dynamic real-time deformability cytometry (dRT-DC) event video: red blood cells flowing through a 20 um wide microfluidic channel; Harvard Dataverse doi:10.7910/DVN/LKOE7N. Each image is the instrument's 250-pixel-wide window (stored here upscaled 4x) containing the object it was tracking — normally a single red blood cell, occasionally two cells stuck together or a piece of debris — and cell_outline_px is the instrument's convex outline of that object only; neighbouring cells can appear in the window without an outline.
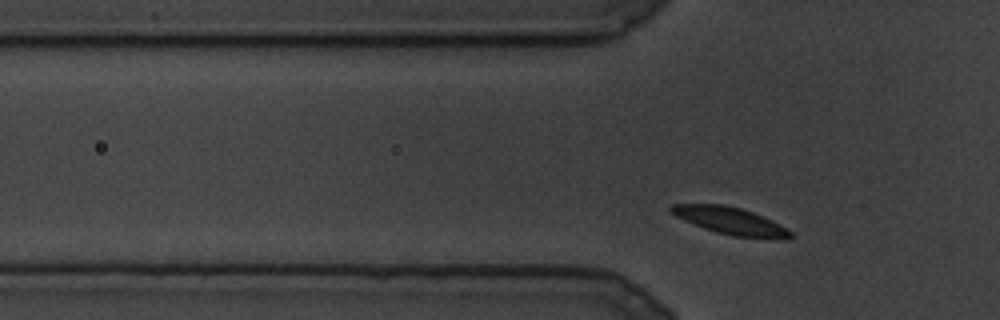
{"species": "common noctule bat (a hibernating species)", "species_latin": "Nyctalus noctula", "temperature_condition": "cold", "stored_images_in_passage": 81, "segment_of_instrument_passage": [1, 2], "camera_frame_rate_fps": 3000, "um_per_image_px": 0.085, "animal": {"sex": "male", "body_mass_g": 19.5, "forearm_length_mm": 54.6}, "frame": {"image": 1, "passage_image": 4, "time_ms": 1.0, "image_size_px": [1000, 320], "cell_outline_px": [[796, 236], [784, 240], [732, 236], [704, 228], [684, 220], [668, 212], [668, 208], [672, 204], [724, 204], [740, 208], [752, 212], [772, 220], [792, 232]], "centroid_in_image_um": [62.11, 18.78], "position_along_channel_um": 63.7, "area_um2": 19.07}}
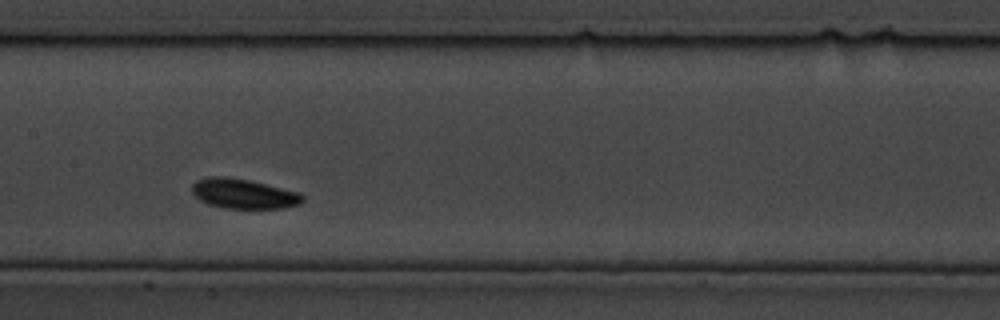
{"frame": {"image": 2, "passage_image": 25, "time_ms": 8.0, "image_size_px": [1000, 320], "cell_outline_px": [[304, 200], [300, 204], [284, 208], [224, 208], [208, 204], [200, 200], [192, 192], [192, 184], [196, 180], [208, 176], [224, 176], [248, 180], [300, 192], [304, 196]], "centroid_in_image_um": [20.7, 16.46], "position_along_channel_um": 186.7, "area_um2": 19.25}}
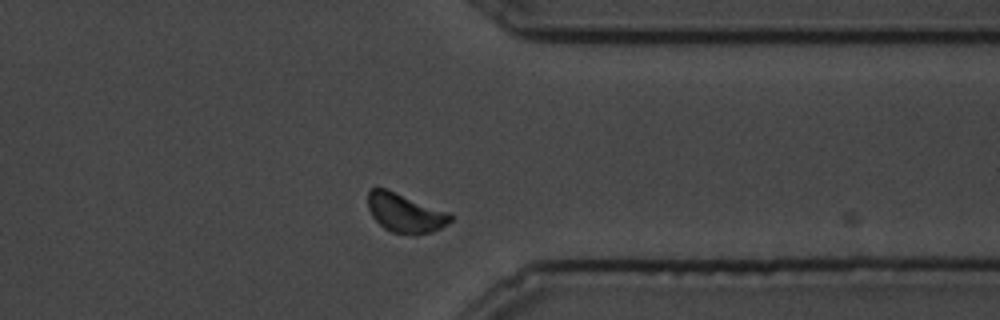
{"frame": {"image": 3, "passage_image": 57, "time_ms": 18.667, "image_size_px": [1000, 320], "cell_outline_px": [[452, 220], [448, 224], [432, 232], [416, 236], [412, 236], [392, 232], [384, 228], [372, 216], [368, 208], [368, 192], [372, 188], [384, 188], [448, 212], [452, 216]], "centroid_in_image_um": [34.44, 18.14], "position_along_channel_um": 377.0, "area_um2": 18.67}}